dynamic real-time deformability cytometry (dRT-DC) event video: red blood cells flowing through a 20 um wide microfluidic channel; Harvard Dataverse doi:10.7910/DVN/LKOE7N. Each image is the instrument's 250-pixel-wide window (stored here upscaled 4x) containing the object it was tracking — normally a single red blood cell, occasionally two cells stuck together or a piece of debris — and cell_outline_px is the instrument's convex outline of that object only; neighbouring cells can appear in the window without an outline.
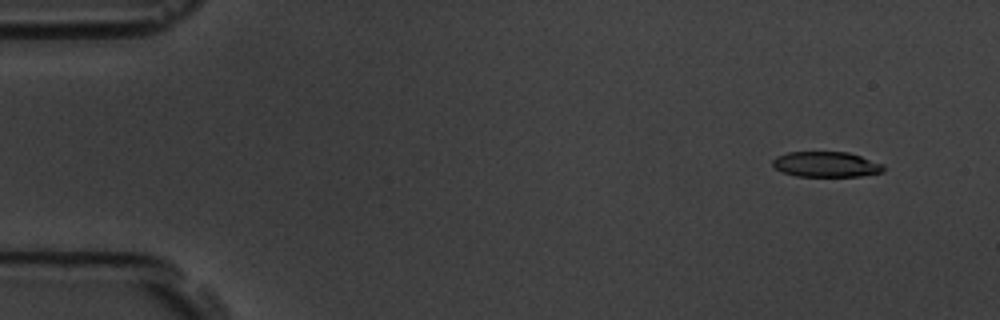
{"species": "common noctule bat (a hibernating species)", "species_latin": "Nyctalus noctula", "temperature_condition": "room temperature", "stored_images_in_passage": 10, "camera_frame_rate_fps": 3000, "um_per_image_px": 0.085, "animal": {"sex": "male", "body_mass_g": 19.5, "forearm_length_mm": 54.6}, "frame": {"image": 1, "passage_image": 4, "time_ms": 1.0, "image_size_px": [1000, 320], "cell_outline_px": [[884, 172], [860, 176], [796, 176], [784, 172], [776, 168], [772, 164], [772, 160], [776, 156], [788, 152], [848, 152], [884, 164]], "centroid_in_image_um": [70.23, 13.97], "position_along_channel_um": 14.8, "area_um2": 16.36}}